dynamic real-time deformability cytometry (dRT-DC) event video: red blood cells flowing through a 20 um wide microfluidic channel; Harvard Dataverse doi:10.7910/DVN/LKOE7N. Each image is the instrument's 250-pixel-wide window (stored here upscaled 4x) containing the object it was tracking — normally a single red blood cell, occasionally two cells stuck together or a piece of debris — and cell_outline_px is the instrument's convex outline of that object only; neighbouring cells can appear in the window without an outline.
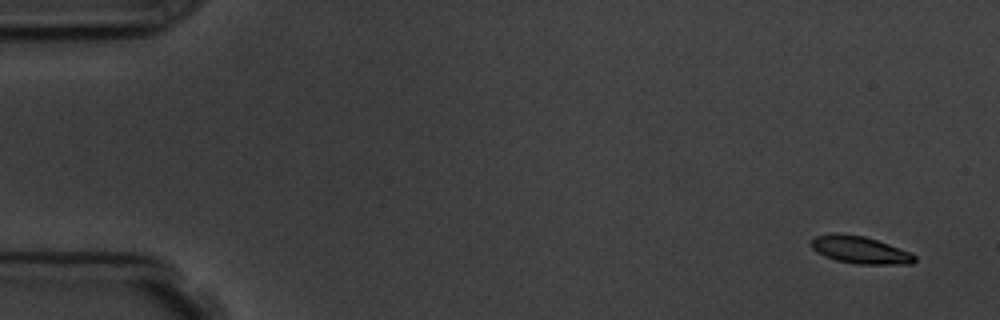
{"species": "common noctule bat (a hibernating species)", "species_latin": "Nyctalus noctula", "temperature_condition": "room temperature", "stored_images_in_passage": 5, "camera_frame_rate_fps": 3000, "um_per_image_px": 0.085, "animal": {"sex": "male", "body_mass_g": 19.5, "forearm_length_mm": 54.6}, "frame": {"image": 1, "passage_image": 1, "time_ms": 0.0, "image_size_px": [1000, 320], "cell_outline_px": [[916, 260], [912, 264], [856, 264], [836, 260], [824, 256], [816, 252], [808, 244], [816, 236], [836, 232], [840, 232], [864, 236], [888, 244], [908, 252], [916, 256]], "centroid_in_image_um": [73.05, 21.23], "position_along_channel_um": 12.0, "area_um2": 16.53}}
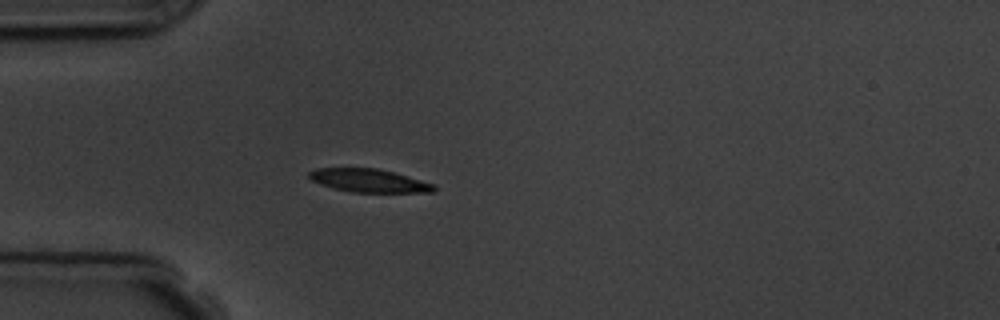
{"frame": {"image": 2, "passage_image": 5, "time_ms": 4.333, "image_size_px": [1000, 320], "cell_outline_px": [[436, 188], [432, 192], [352, 192], [320, 184], [312, 180], [308, 176], [308, 172], [316, 168], [376, 168], [392, 172], [436, 184]], "centroid_in_image_um": [31.36, 15.34], "position_along_channel_um": 53.6, "area_um2": 16.7}}